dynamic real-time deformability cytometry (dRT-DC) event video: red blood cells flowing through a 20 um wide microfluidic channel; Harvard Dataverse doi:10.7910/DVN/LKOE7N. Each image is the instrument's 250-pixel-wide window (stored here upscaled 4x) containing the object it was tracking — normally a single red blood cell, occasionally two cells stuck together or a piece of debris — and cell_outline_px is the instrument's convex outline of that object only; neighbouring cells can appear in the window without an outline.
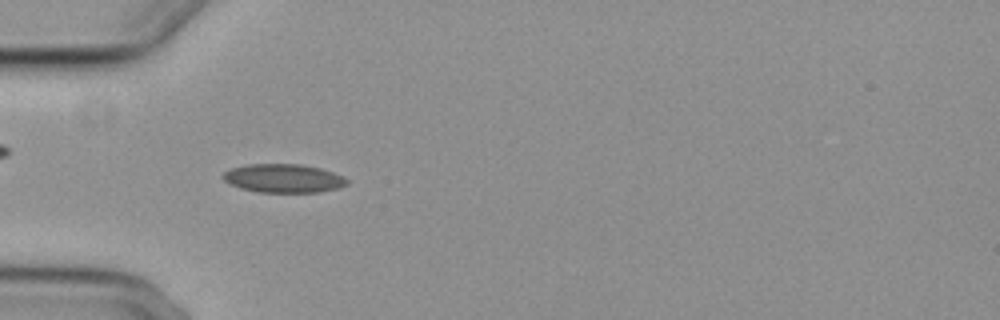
{"species": "common noctule bat (a hibernating species)", "species_latin": "Nyctalus noctula", "temperature_condition": "cold", "stored_images_in_passage": 55, "camera_frame_rate_fps": 3000, "um_per_image_px": 0.085, "animal": {"sex": "female", "body_mass_g": 29.2, "forearm_length_mm": 56.3}, "frame": {"image": 1, "passage_image": 17, "time_ms": 5.333, "image_size_px": [1000, 320], "cell_outline_px": [[348, 184], [336, 188], [320, 192], [256, 192], [240, 188], [228, 184], [220, 176], [224, 172], [232, 168], [248, 164], [300, 164], [320, 168], [344, 176], [348, 180]], "centroid_in_image_um": [24.06, 15.16], "position_along_channel_um": 60.9, "area_um2": 20.75}}
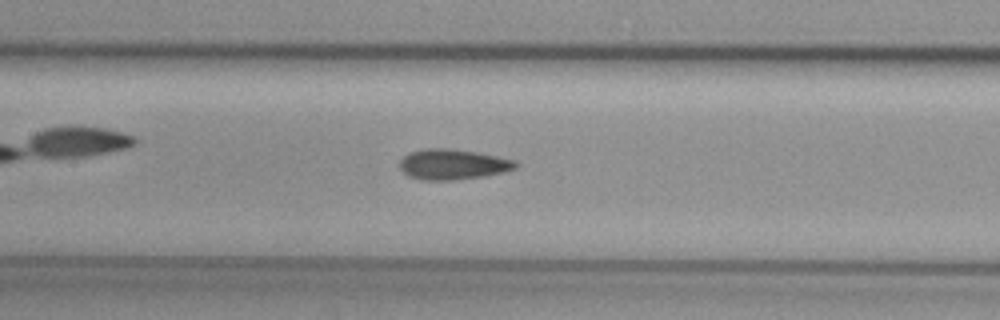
{"frame": {"image": 2, "passage_image": 26, "time_ms": 8.333, "image_size_px": [1000, 320], "cell_outline_px": [[520, 164], [516, 168], [504, 172], [484, 176], [456, 180], [420, 180], [408, 176], [400, 168], [400, 160], [404, 156], [412, 152], [424, 148], [448, 148], [476, 152], [516, 160]], "centroid_in_image_um": [38.51, 13.98], "position_along_channel_um": 168.9, "area_um2": 20.63}}
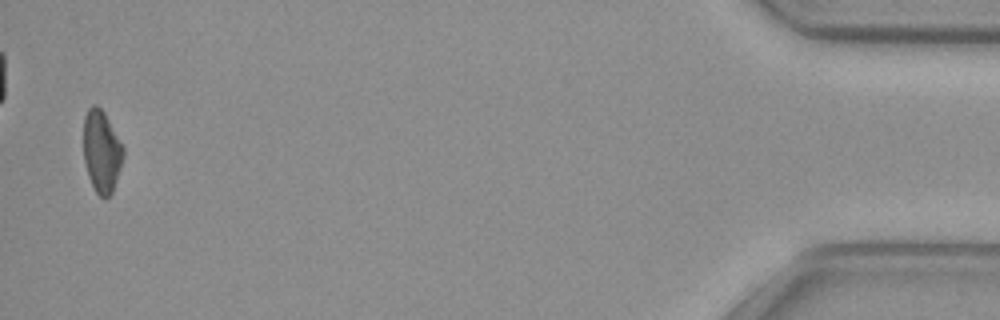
{"frame": {"image": 3, "passage_image": 54, "time_ms": 17.667, "image_size_px": [1000, 320], "cell_outline_px": [[124, 156], [112, 192], [104, 200], [96, 192], [88, 176], [84, 160], [84, 116], [88, 108], [92, 104], [96, 104], [104, 112], [124, 148]], "centroid_in_image_um": [8.63, 12.86], "position_along_channel_um": 426.6, "area_um2": 18.9}, "authors_computed_cell_mechanics": {"area_um2": 19.8832, "velocity_mm_per_s": 3.7211, "shape_relaxation_time_tau1_ms": null, "shape_relaxation_time_tau2_ms": 3.2345, "deformation_change_tau1": null, "deformation_change_tau2": 0.096}}